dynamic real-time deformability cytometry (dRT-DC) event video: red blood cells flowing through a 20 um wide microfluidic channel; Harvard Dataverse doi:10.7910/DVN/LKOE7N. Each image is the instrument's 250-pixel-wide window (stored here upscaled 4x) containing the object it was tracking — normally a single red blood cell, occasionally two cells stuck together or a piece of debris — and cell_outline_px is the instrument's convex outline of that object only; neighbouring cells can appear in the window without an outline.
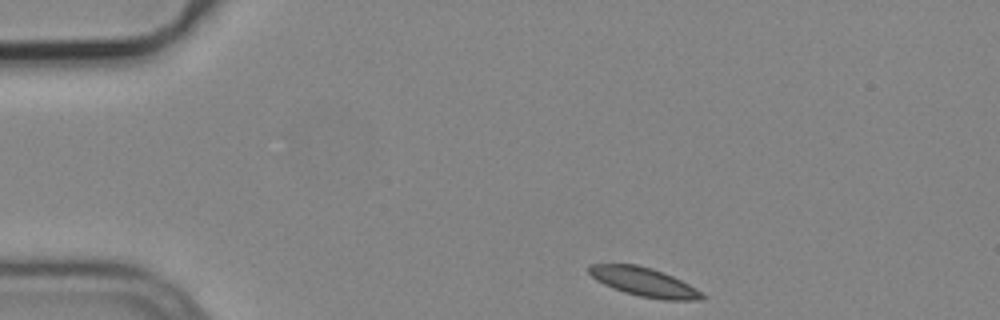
{"species": "common noctule bat (a hibernating species)", "species_latin": "Nyctalus noctula", "temperature_condition": "cold", "stored_images_in_passage": 3, "camera_frame_rate_fps": 3000, "um_per_image_px": 0.085, "animal": {"sex": "male", "body_mass_g": 19.2, "forearm_length_mm": 51.8}, "frame": {"image": 1, "passage_image": 1, "time_ms": 0.0, "image_size_px": [1000, 320], "cell_outline_px": [[708, 296], [704, 300], [664, 300], [640, 296], [624, 292], [612, 288], [596, 280], [588, 272], [588, 264], [636, 264], [652, 268], [664, 272], [696, 288]], "centroid_in_image_um": [54.77, 23.97], "position_along_channel_um": 30.2, "area_um2": 19.13}}